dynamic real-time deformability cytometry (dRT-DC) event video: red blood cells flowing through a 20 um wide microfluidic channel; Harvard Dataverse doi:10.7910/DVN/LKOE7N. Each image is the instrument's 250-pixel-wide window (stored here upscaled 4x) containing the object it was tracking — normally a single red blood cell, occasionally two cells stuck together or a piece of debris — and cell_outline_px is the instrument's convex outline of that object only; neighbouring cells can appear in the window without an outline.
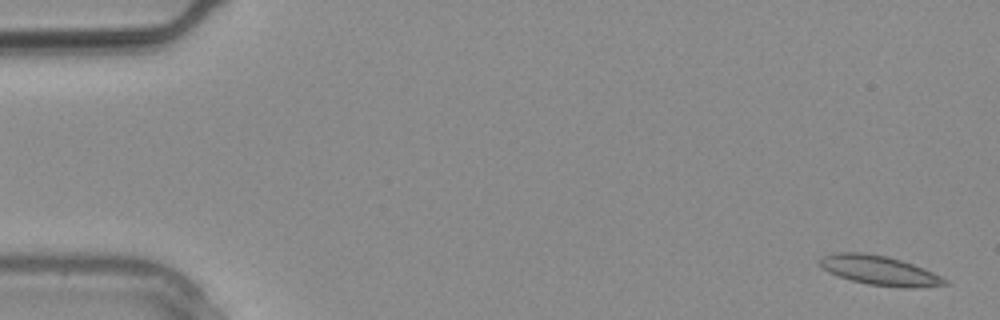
{"species": "common noctule bat (a hibernating species)", "species_latin": "Nyctalus noctula", "temperature_condition": "warm", "stored_images_in_passage": 14, "camera_frame_rate_fps": 3000, "um_per_image_px": 0.085, "animal": {"sex": "male", "body_mass_g": 20.4}, "frame": {"image": 1, "passage_image": 1, "time_ms": 0.0, "image_size_px": [1000, 320], "cell_outline_px": [[948, 284], [912, 288], [908, 288], [868, 284], [852, 280], [828, 272], [820, 264], [820, 256], [836, 252], [860, 252], [884, 256], [900, 260], [912, 264], [932, 272], [948, 280]], "centroid_in_image_um": [74.74, 22.98], "position_along_channel_um": 10.3, "area_um2": 21.04}}
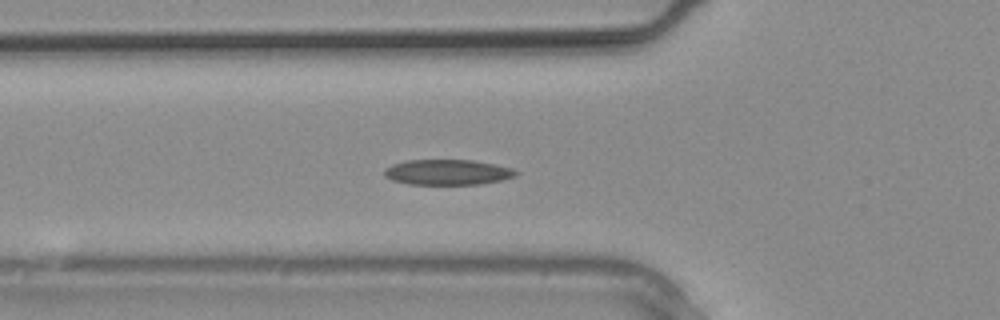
{"frame": {"image": 2, "passage_image": 10, "time_ms": 3.0, "image_size_px": [1000, 320], "cell_outline_px": [[520, 172], [516, 176], [500, 180], [480, 184], [408, 184], [392, 180], [384, 176], [384, 172], [392, 164], [408, 160], [472, 160], [512, 168]], "centroid_in_image_um": [38.05, 14.64], "position_along_channel_um": 87.8, "area_um2": 19.31}}